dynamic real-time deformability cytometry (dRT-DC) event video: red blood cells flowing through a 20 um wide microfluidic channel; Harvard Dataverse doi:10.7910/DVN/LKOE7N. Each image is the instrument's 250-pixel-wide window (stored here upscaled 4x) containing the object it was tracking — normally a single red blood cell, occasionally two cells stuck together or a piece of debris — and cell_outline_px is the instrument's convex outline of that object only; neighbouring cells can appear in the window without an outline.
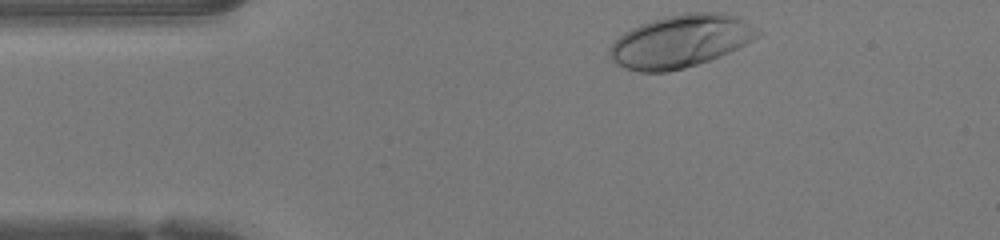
{"species": "human", "species_latin": "Homo sapiens", "temperature_condition": "warm", "stored_images_in_passage": 32, "camera_frame_rate_fps": 3000, "um_per_image_px": 0.085, "donor": {"sex": "female"}, "frame": {"image": 1, "passage_image": 1, "time_ms": 0.0, "image_size_px": [1000, 240], "cell_outline_px": [[764, 32], [760, 36], [720, 56], [684, 68], [668, 72], [640, 72], [624, 68], [616, 64], [612, 60], [608, 52], [612, 44], [624, 32], [640, 24], [664, 16], [684, 12], [724, 12], [740, 16]], "centroid_in_image_um": [57.88, 3.48], "position_along_channel_um": 27.1, "area_um2": 45.72}}
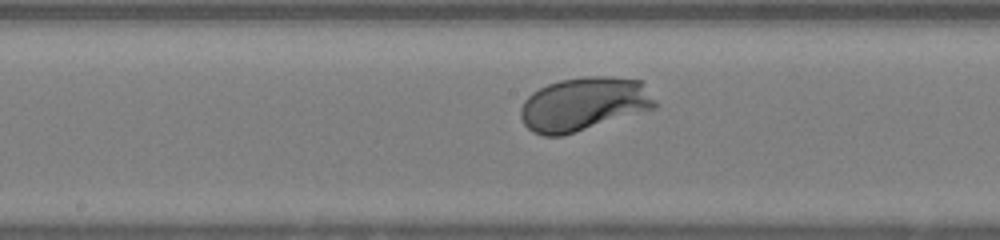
{"frame": {"image": 2, "passage_image": 17, "time_ms": 5.333, "image_size_px": [1000, 240], "cell_outline_px": [[656, 108], [560, 136], [544, 136], [532, 132], [524, 124], [520, 116], [520, 108], [524, 100], [532, 92], [548, 84], [560, 80], [584, 76], [608, 76], [640, 80], [644, 84], [656, 100]], "centroid_in_image_um": [49.61, 8.83], "position_along_channel_um": 198.6, "area_um2": 41.91}}
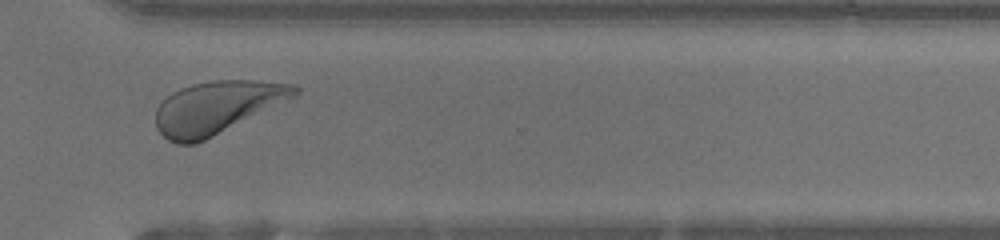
{"frame": {"image": 3, "passage_image": 28, "time_ms": 9.0, "image_size_px": [1000, 240], "cell_outline_px": [[300, 92], [296, 96], [196, 144], [176, 144], [168, 140], [156, 128], [156, 108], [172, 92], [180, 88], [192, 84], [212, 80], [252, 80], [296, 84], [300, 88]], "centroid_in_image_um": [18.43, 9.12], "position_along_channel_um": 352.2, "area_um2": 42.31}, "authors_computed_cell_mechanics": {"area_um2": 41.0669, "velocity_mm_per_s": 4.1737, "shape_relaxation_time_tau1_ms": 1.4089, "shape_relaxation_time_tau2_ms": 2.7306, "deformation_change_tau1": 0.1479, "deformation_change_tau2": 0.0819}}